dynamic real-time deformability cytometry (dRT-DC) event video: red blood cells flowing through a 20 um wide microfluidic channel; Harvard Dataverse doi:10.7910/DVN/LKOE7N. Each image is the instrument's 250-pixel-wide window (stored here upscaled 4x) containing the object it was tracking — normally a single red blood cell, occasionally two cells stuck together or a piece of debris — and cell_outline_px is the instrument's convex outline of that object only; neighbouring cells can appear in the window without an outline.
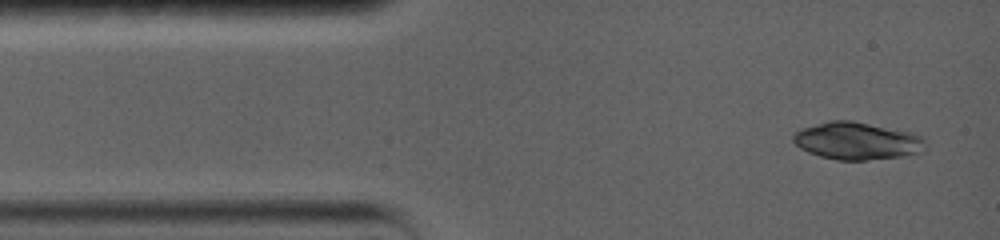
{"species": "common noctule bat (a hibernating species)", "species_latin": "Nyctalus noctula", "temperature_condition": "warm", "stored_images_in_passage": 6, "camera_frame_rate_fps": 5000, "um_per_image_px": 0.085, "animal": {"sex": "female", "body_mass_g": 19.0, "forearm_length_mm": 56.7}, "frame": {"image": 1, "passage_image": 1, "time_ms": 0.0, "image_size_px": [1000, 240], "cell_outline_px": [[920, 140], [916, 152], [900, 156], [864, 160], [836, 160], [820, 156], [808, 152], [800, 148], [792, 140], [792, 136], [796, 132], [804, 128], [832, 120], [852, 120], [916, 136]], "centroid_in_image_um": [72.61, 11.99], "position_along_channel_um": 12.4, "area_um2": 27.11}}